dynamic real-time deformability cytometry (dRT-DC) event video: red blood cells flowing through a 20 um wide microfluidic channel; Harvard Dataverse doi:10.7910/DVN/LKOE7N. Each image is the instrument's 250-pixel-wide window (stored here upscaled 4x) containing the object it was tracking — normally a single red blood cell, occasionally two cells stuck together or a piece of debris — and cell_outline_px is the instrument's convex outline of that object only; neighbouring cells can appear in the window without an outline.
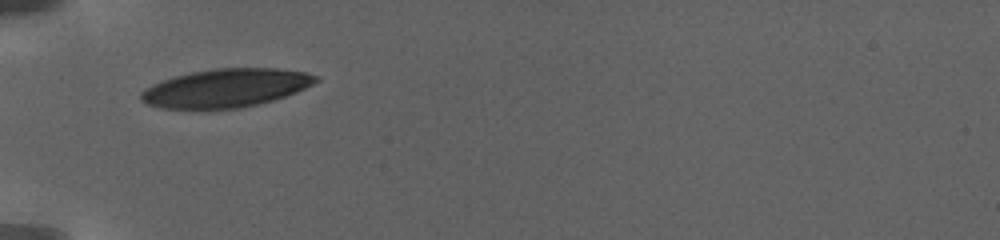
{"species": "human", "species_latin": "Homo sapiens", "temperature_condition": "warm", "stored_images_in_passage": 3, "camera_frame_rate_fps": 3000, "um_per_image_px": 0.085, "donor": {"sex": "female"}, "frame": {"image": 1, "passage_image": 1, "time_ms": 0.0, "image_size_px": [1000, 240], "cell_outline_px": [[320, 80], [296, 92], [272, 100], [240, 108], [164, 108], [148, 104], [140, 100], [140, 92], [152, 84], [176, 76], [192, 72], [216, 68], [276, 68], [304, 72], [316, 76]], "centroid_in_image_um": [19.19, 7.47], "position_along_channel_um": 65.8, "area_um2": 38.55}}